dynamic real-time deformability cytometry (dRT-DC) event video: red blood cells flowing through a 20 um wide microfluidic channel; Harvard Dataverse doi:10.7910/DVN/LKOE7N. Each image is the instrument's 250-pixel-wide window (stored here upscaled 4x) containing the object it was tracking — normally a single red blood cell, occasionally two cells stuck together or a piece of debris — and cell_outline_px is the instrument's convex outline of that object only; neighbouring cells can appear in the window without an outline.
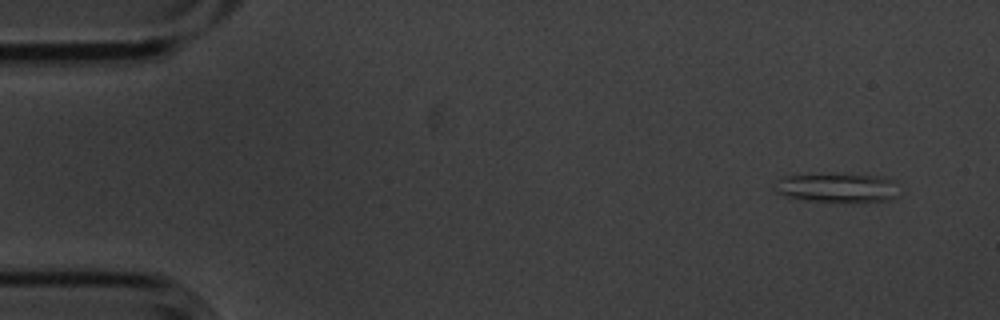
{"species": "common noctule bat (a hibernating species)", "species_latin": "Nyctalus noctula", "temperature_condition": "cold", "stored_images_in_passage": 3, "camera_frame_rate_fps": 3000, "um_per_image_px": 0.085, "animal": {"sex": "male", "body_mass_g": 20.1, "forearm_length_mm": 53.5}, "frame": {"image": 1, "passage_image": 1, "time_ms": 0.0, "image_size_px": [1000, 320], "cell_outline_px": [[896, 196], [884, 200], [804, 200], [788, 196], [776, 192], [776, 180], [784, 176], [880, 176], [888, 180]], "centroid_in_image_um": [71.02, 15.97], "position_along_channel_um": 14.0, "area_um2": 18.96}}